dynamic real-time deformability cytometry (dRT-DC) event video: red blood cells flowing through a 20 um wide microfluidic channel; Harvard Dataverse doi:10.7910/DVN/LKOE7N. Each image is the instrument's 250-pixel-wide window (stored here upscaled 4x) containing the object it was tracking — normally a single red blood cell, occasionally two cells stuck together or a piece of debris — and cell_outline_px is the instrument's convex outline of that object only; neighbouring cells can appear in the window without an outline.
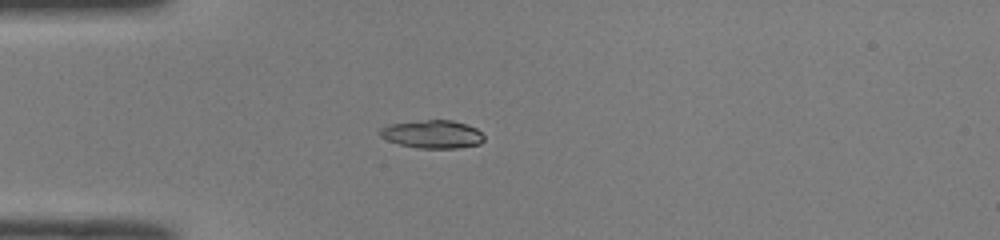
{"species": "common noctule bat (a hibernating species)", "species_latin": "Nyctalus noctula", "temperature_condition": "room temperature", "stored_images_in_passage": 51, "camera_frame_rate_fps": 3000, "um_per_image_px": 0.085, "animal": {"sex": "male", "body_mass_g": 19.0, "forearm_length_mm": 50.8}, "frame": {"image": 1, "passage_image": 14, "time_ms": 4.333, "image_size_px": [1000, 240], "cell_outline_px": [[484, 140], [480, 144], [456, 148], [420, 148], [400, 144], [388, 140], [380, 136], [380, 128], [388, 124], [424, 120], [452, 120], [476, 128], [484, 136]], "centroid_in_image_um": [36.76, 11.4], "position_along_channel_um": 48.2, "area_um2": 16.88}}
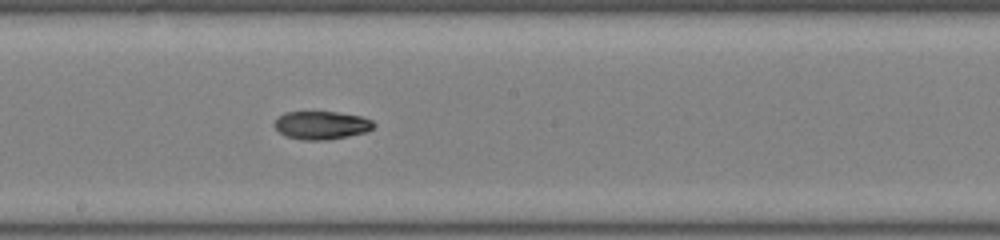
{"frame": {"image": 2, "passage_image": 28, "time_ms": 9.0, "image_size_px": [1000, 240], "cell_outline_px": [[376, 124], [368, 132], [328, 140], [300, 140], [284, 136], [272, 124], [284, 112], [336, 112], [360, 116], [372, 120]], "centroid_in_image_um": [27.32, 10.65], "position_along_channel_um": 220.9, "area_um2": 16.42}}
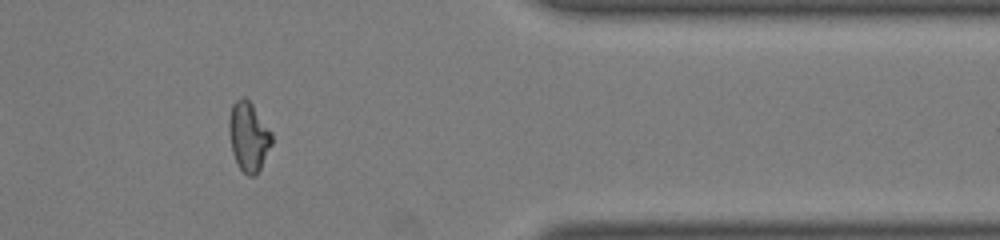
{"frame": {"image": 3, "passage_image": 42, "time_ms": 13.667, "image_size_px": [1000, 240], "cell_outline_px": [[272, 144], [256, 176], [248, 176], [240, 168], [232, 152], [228, 128], [228, 120], [232, 104], [236, 100], [244, 96], [252, 104], [272, 132]], "centroid_in_image_um": [21.12, 11.6], "position_along_channel_um": 390.3, "area_um2": 17.22}, "authors_computed_cell_mechanics": {"area_um2": 16.762, "velocity_mm_per_s": 4.0261, "shape_relaxation_time_tau1_ms": null, "shape_relaxation_time_tau2_ms": 1.688, "deformation_change_tau1": null, "deformation_change_tau2": 0.0545}}